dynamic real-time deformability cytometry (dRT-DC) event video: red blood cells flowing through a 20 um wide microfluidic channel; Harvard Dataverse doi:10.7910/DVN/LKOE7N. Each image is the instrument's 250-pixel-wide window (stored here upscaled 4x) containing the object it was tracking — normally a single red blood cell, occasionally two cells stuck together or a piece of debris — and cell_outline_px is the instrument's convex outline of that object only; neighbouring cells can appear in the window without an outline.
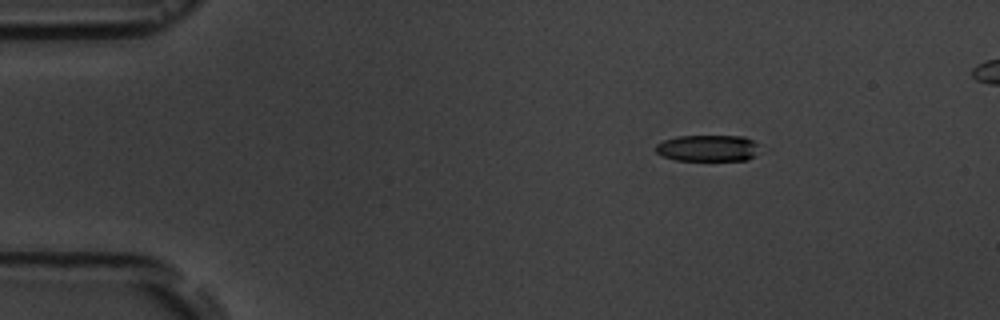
{"species": "common noctule bat (a hibernating species)", "species_latin": "Nyctalus noctula", "temperature_condition": "room temperature", "stored_images_in_passage": 11, "camera_frame_rate_fps": 3000, "um_per_image_px": 0.085, "animal": {"sex": "male", "body_mass_g": 19.5, "forearm_length_mm": 54.6}, "frame": {"image": 1, "passage_image": 2, "time_ms": 2.0, "image_size_px": [1000, 320], "cell_outline_px": [[764, 148], [756, 156], [748, 160], [676, 160], [664, 156], [656, 152], [656, 144], [664, 140], [676, 136], [744, 136], [752, 140]], "centroid_in_image_um": [60.26, 12.59], "position_along_channel_um": 24.7, "area_um2": 16.3}}
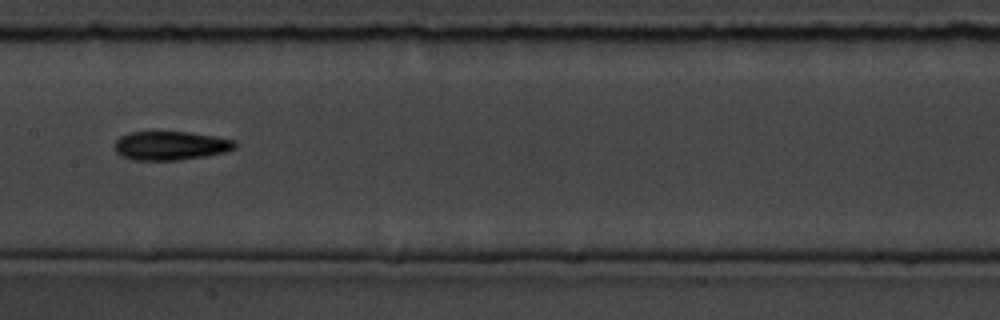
{"frame": {"image": 2, "passage_image": 8, "time_ms": 8.667, "image_size_px": [1000, 320], "cell_outline_px": [[236, 148], [224, 152], [204, 156], [180, 160], [132, 160], [120, 156], [112, 148], [112, 144], [120, 136], [128, 132], [188, 132], [216, 136], [236, 140]], "centroid_in_image_um": [14.45, 12.38], "position_along_channel_um": 193.0, "area_um2": 20.52}}
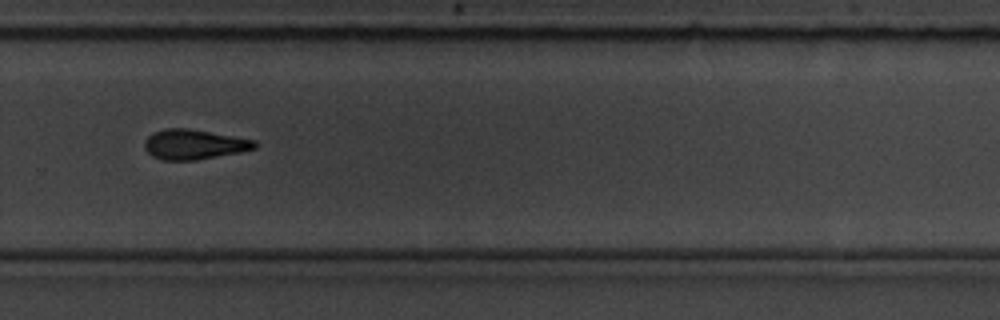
{"frame": {"image": 3, "passage_image": 11, "time_ms": 12.0, "image_size_px": [1000, 320], "cell_outline_px": [[256, 148], [240, 152], [196, 160], [160, 160], [152, 156], [144, 148], [144, 140], [152, 132], [164, 128], [188, 128], [256, 140]], "centroid_in_image_um": [16.45, 12.27], "position_along_channel_um": 313.4, "area_um2": 19.31}}